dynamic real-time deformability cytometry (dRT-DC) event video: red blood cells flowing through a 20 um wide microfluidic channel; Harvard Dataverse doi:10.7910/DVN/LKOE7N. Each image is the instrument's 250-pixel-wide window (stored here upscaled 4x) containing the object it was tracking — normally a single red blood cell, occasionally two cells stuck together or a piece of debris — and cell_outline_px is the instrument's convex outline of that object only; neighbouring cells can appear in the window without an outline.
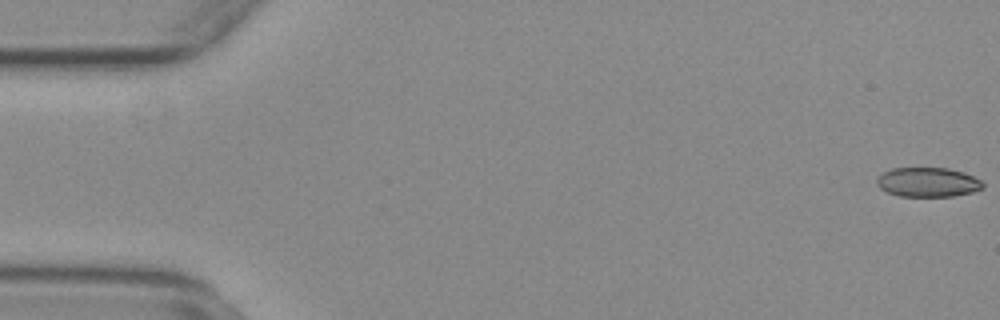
{"species": "common noctule bat (a hibernating species)", "species_latin": "Nyctalus noctula", "temperature_condition": "warm", "stored_images_in_passage": 56, "camera_frame_rate_fps": 3000, "um_per_image_px": 0.085, "animal": {"sex": "female", "body_mass_g": 29.2, "forearm_length_mm": 56.3}, "frame": {"image": 1, "passage_image": 1, "time_ms": 0.0, "image_size_px": [1000, 320], "cell_outline_px": [[984, 188], [972, 192], [952, 196], [900, 196], [888, 192], [880, 188], [876, 184], [876, 180], [884, 172], [892, 168], [948, 168], [964, 172], [980, 180], [984, 184]], "centroid_in_image_um": [78.88, 15.48], "position_along_channel_um": 6.1, "area_um2": 18.09}}
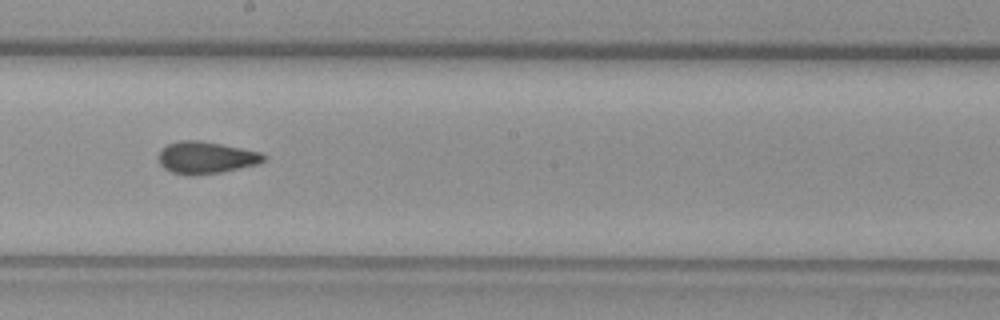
{"frame": {"image": 2, "passage_image": 31, "time_ms": 10.0, "image_size_px": [1000, 320], "cell_outline_px": [[268, 156], [264, 160], [256, 164], [240, 168], [220, 172], [192, 176], [188, 176], [172, 172], [164, 168], [160, 164], [160, 148], [168, 144], [180, 140], [200, 140], [260, 152]], "centroid_in_image_um": [17.49, 13.4], "position_along_channel_um": 230.7, "area_um2": 19.54}}
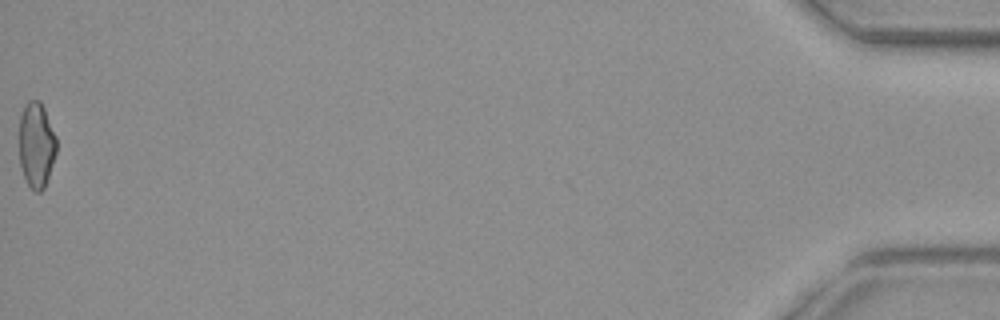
{"frame": {"image": 3, "passage_image": 56, "time_ms": 18.333, "image_size_px": [1000, 320], "cell_outline_px": [[56, 152], [44, 188], [40, 192], [36, 192], [28, 184], [24, 176], [20, 164], [20, 116], [24, 104], [28, 100], [40, 100], [44, 108], [56, 136]], "centroid_in_image_um": [3.09, 12.28], "position_along_channel_um": 432.1, "area_um2": 18.38}, "authors_computed_cell_mechanics": {"area_um2": 19.0451, "velocity_mm_per_s": 3.741, "shape_relaxation_time_tau1_ms": null, "shape_relaxation_time_tau2_ms": 1.6203, "deformation_change_tau1": null, "deformation_change_tau2": 0.0711}}